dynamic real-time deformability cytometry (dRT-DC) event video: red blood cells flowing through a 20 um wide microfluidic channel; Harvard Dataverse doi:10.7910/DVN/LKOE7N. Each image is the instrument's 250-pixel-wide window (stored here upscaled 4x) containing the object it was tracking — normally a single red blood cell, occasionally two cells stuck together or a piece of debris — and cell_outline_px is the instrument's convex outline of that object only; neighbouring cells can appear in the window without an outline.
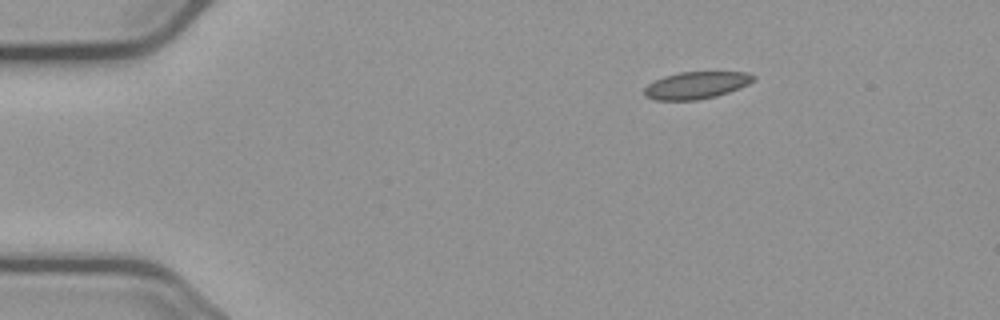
{"species": "common noctule bat (a hibernating species)", "species_latin": "Nyctalus noctula", "temperature_condition": "cold", "stored_images_in_passage": 48, "camera_frame_rate_fps": 3000, "um_per_image_px": 0.085, "animal": {"sex": "male", "body_mass_g": 23.1, "forearm_length_mm": 52.7}, "frame": {"image": 1, "passage_image": 1, "time_ms": 0.0, "image_size_px": [1000, 320], "cell_outline_px": [[756, 76], [748, 84], [740, 88], [716, 96], [696, 100], [656, 100], [644, 96], [644, 88], [648, 84], [664, 76], [680, 72], [748, 72]], "centroid_in_image_um": [59.17, 7.24], "position_along_channel_um": 25.8, "area_um2": 17.17}}
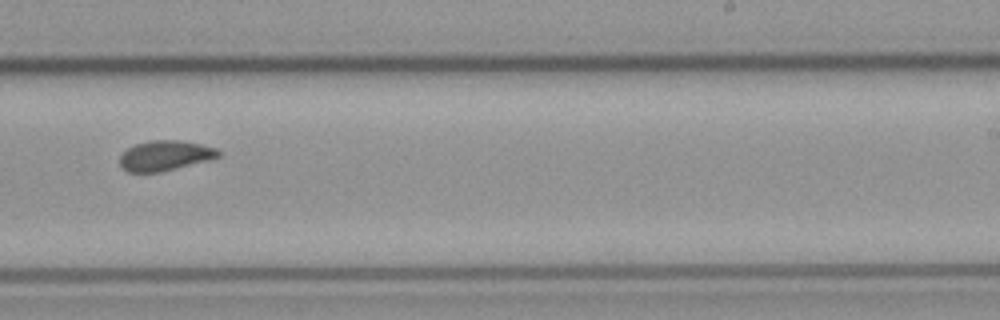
{"frame": {"image": 2, "passage_image": 27, "time_ms": 8.667, "image_size_px": [1000, 320], "cell_outline_px": [[220, 156], [212, 160], [160, 172], [128, 172], [120, 164], [120, 156], [128, 148], [136, 144], [152, 140], [180, 140], [200, 144], [216, 148], [220, 152]], "centroid_in_image_um": [14.07, 13.23], "position_along_channel_um": 274.9, "area_um2": 17.28}}
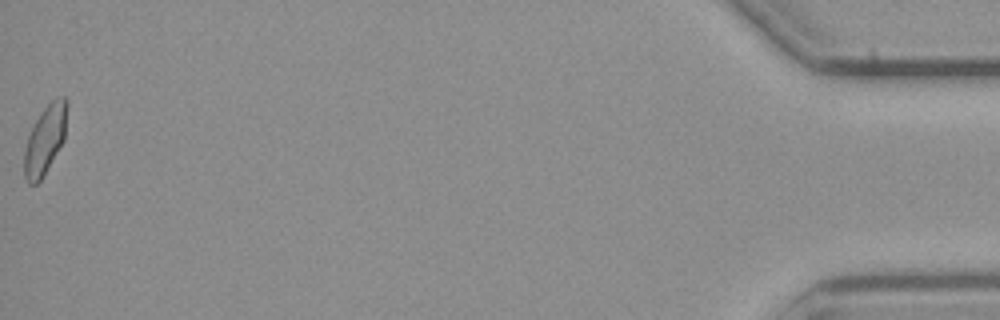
{"frame": {"image": 3, "passage_image": 48, "time_ms": 15.667, "image_size_px": [1000, 320], "cell_outline_px": [[68, 104], [64, 140], [40, 180], [36, 184], [28, 184], [24, 176], [24, 152], [28, 136], [40, 112], [56, 96], [64, 96], [68, 100]], "centroid_in_image_um": [3.84, 11.83], "position_along_channel_um": 431.4, "area_um2": 17.05}, "authors_computed_cell_mechanics": {"area_um2": 17.2822, "velocity_mm_per_s": 3.6994, "shape_relaxation_time_tau1_ms": null, "shape_relaxation_time_tau2_ms": 1.6242, "deformation_change_tau1": null, "deformation_change_tau2": 0.0767}}